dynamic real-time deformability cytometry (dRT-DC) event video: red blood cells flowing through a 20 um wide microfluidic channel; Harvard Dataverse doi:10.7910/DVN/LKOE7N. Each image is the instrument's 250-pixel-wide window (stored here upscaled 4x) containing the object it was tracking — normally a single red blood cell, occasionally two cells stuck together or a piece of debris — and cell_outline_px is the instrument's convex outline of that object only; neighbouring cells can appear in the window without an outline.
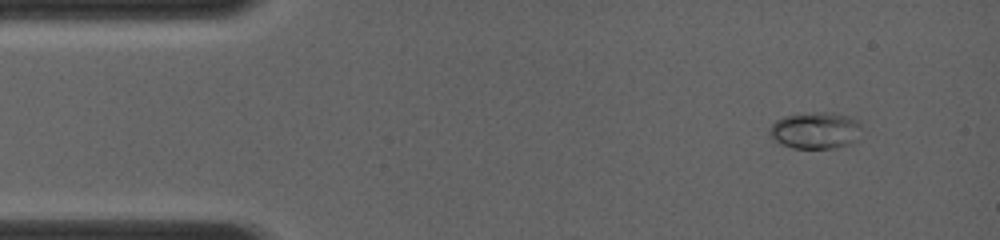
{"species": "common noctule bat (a hibernating species)", "species_latin": "Nyctalus noctula", "temperature_condition": "room temperature", "stored_images_in_passage": 21, "camera_frame_rate_fps": 4000, "um_per_image_px": 0.085, "animal": {"sex": "female", "body_mass_g": 19.0, "forearm_length_mm": 56.7}, "frame": {"image": 1, "passage_image": 1, "time_ms": 0.0, "image_size_px": [1000, 240], "cell_outline_px": [[860, 128], [852, 140], [848, 144], [832, 148], [792, 148], [780, 144], [768, 136], [768, 128], [776, 120], [784, 116], [816, 112], [828, 112], [848, 116], [860, 120]], "centroid_in_image_um": [69.22, 11.08], "position_along_channel_um": 15.8, "area_um2": 19.54}}
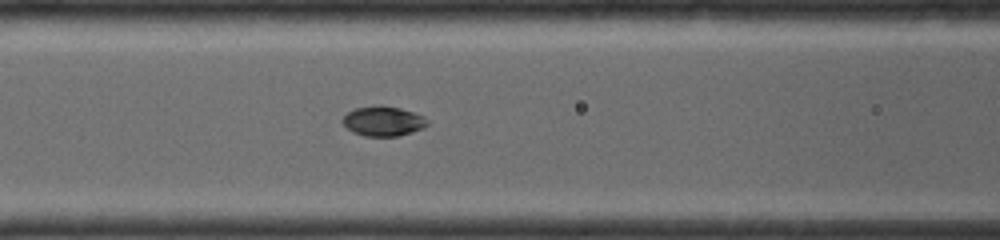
{"frame": {"image": 2, "passage_image": 14, "time_ms": 4.5, "image_size_px": [1000, 240], "cell_outline_px": [[428, 124], [424, 128], [396, 136], [364, 136], [352, 132], [340, 120], [348, 112], [356, 108], [400, 108], [424, 116], [428, 120]], "centroid_in_image_um": [32.58, 10.34], "position_along_channel_um": 134.0, "area_um2": 14.1}}
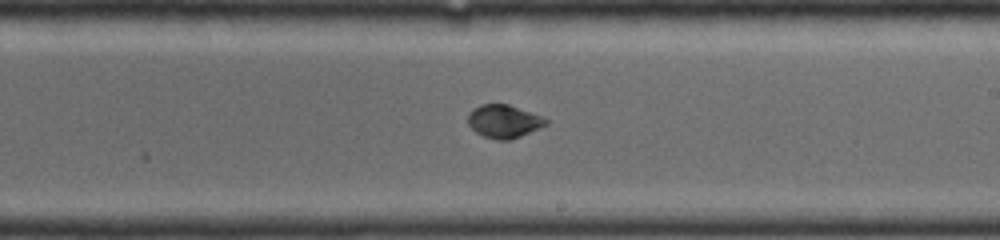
{"frame": {"image": 3, "passage_image": 21, "time_ms": 7.0, "image_size_px": [1000, 240], "cell_outline_px": [[552, 120], [548, 124], [520, 136], [508, 140], [496, 140], [484, 136], [476, 132], [468, 124], [468, 112], [472, 108], [480, 104], [508, 104], [544, 116]], "centroid_in_image_um": [42.85, 10.29], "position_along_channel_um": 246.1, "area_um2": 15.26}}